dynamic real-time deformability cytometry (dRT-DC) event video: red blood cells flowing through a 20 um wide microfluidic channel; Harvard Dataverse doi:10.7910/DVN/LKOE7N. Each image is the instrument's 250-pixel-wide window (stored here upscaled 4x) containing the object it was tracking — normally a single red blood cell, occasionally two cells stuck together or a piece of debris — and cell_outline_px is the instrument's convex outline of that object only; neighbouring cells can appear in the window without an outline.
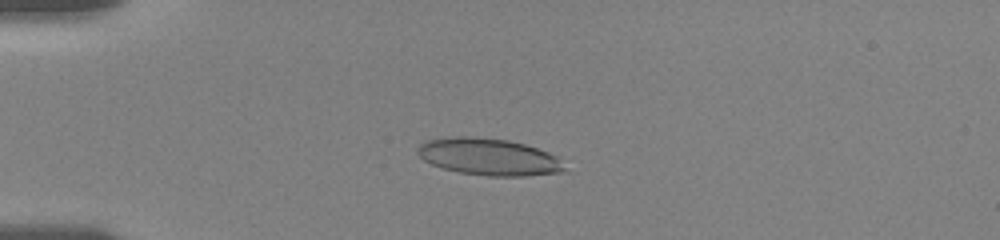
{"species": "human", "species_latin": "Homo sapiens", "temperature_condition": "room temperature", "stored_images_in_passage": 56, "camera_frame_rate_fps": 3000, "um_per_image_px": 0.085, "donor": {"sex": "female"}, "frame": {"image": 1, "passage_image": 15, "time_ms": 4.667, "image_size_px": [1000, 240], "cell_outline_px": [[572, 172], [524, 176], [488, 176], [460, 172], [444, 168], [432, 164], [424, 160], [416, 152], [416, 148], [420, 144], [428, 140], [456, 136], [468, 136], [508, 140], [524, 144], [548, 152], [556, 156]], "centroid_in_image_um": [41.61, 13.34], "position_along_channel_um": 43.4, "area_um2": 31.79}}
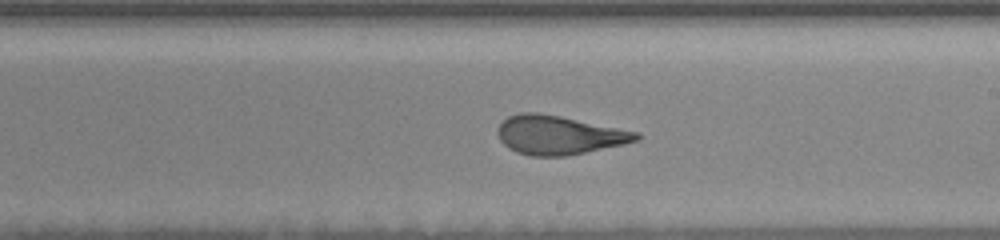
{"frame": {"image": 2, "passage_image": 34, "time_ms": 11.0, "image_size_px": [1000, 240], "cell_outline_px": [[640, 140], [624, 144], [568, 156], [532, 156], [516, 152], [508, 148], [500, 140], [496, 132], [496, 128], [508, 116], [520, 112], [536, 112], [560, 116], [640, 132]], "centroid_in_image_um": [47.5, 11.48], "position_along_channel_um": 241.5, "area_um2": 31.56}}
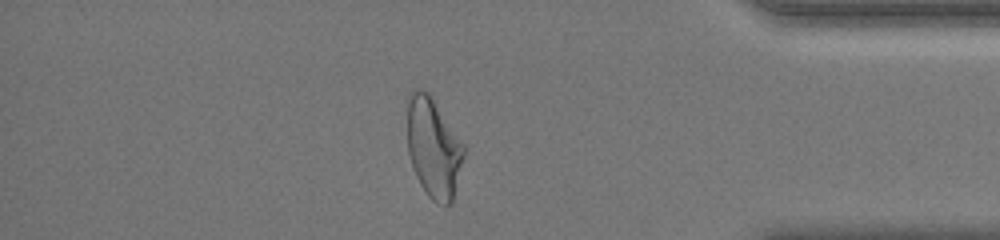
{"frame": {"image": 3, "passage_image": 49, "time_ms": 16.0, "image_size_px": [1000, 240], "cell_outline_px": [[464, 156], [452, 204], [444, 208], [436, 204], [428, 196], [420, 184], [412, 168], [408, 152], [408, 92], [412, 88], [420, 88], [428, 92], [432, 96], [464, 144]], "centroid_in_image_um": [36.84, 12.57], "position_along_channel_um": 398.4, "area_um2": 33.41}, "authors_computed_cell_mechanics": {"area_um2": 31.6455, "velocity_mm_per_s": 3.6169, "shape_relaxation_time_tau1_ms": 5.4118, "shape_relaxation_time_tau2_ms": 1.2274, "deformation_change_tau1": 0.1991, "deformation_change_tau2": 0.1038}}